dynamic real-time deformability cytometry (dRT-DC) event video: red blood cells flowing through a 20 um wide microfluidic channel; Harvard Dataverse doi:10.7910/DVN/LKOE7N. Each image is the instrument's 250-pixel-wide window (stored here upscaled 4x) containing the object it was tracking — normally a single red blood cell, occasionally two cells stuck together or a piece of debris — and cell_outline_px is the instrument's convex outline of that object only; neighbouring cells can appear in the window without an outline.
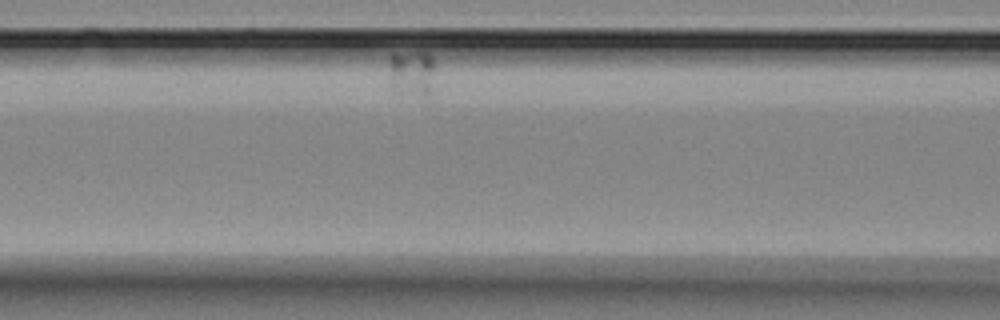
{"species": "Egyptian fruit bat (a non-hibernating species)", "species_latin": "Rousettus aegyptiacus", "temperature_condition": "room temperature", "stored_images_in_passage": 8, "camera_frame_rate_fps": 3000, "um_per_image_px": 0.085, "animal": {"sex": "female"}, "frame": {"image": 1, "passage_image": 4, "time_ms": 3.333, "image_size_px": [1000, 320], "cell_outline_px": [[432, 68], [428, 96], [424, 96], [400, 92], [392, 88], [388, 60], [388, 56], [392, 52], [428, 52], [432, 56]], "centroid_in_image_um": [34.92, 6.13], "position_along_channel_um": 131.7, "area_um2": 12.14}}
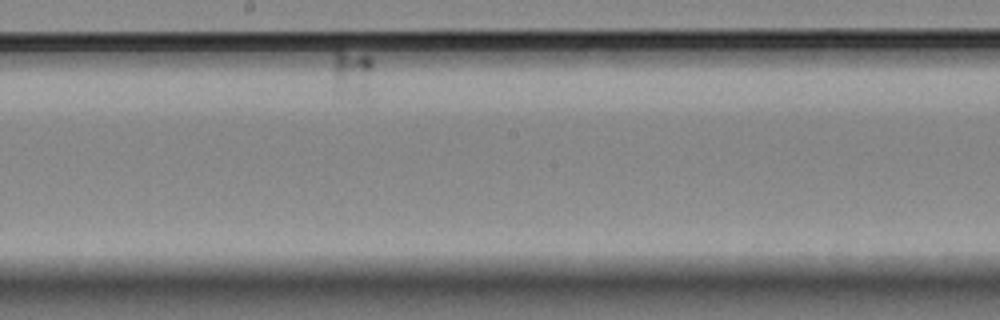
{"frame": {"image": 2, "passage_image": 8, "time_ms": 8.0, "image_size_px": [1000, 320], "cell_outline_px": [[372, 68], [368, 92], [364, 100], [340, 92], [336, 88], [336, 52], [340, 48], [368, 56], [372, 60]], "centroid_in_image_um": [30.01, 6.23], "position_along_channel_um": 218.2, "area_um2": 10.69}}